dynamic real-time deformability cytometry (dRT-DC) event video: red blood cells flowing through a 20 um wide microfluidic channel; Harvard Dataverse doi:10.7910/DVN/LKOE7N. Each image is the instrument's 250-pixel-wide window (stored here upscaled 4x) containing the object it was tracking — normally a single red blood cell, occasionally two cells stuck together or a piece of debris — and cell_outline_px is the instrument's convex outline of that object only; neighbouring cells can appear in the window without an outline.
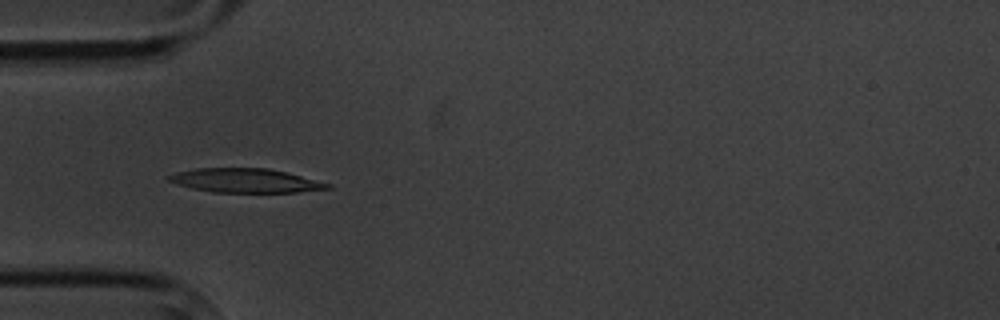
{"species": "common noctule bat (a hibernating species)", "species_latin": "Nyctalus noctula", "temperature_condition": "cold", "stored_images_in_passage": 6, "camera_frame_rate_fps": 3000, "um_per_image_px": 0.085, "animal": {"sex": "male", "body_mass_g": 20.1, "forearm_length_mm": 53.5}, "frame": {"image": 1, "passage_image": 5, "time_ms": 4.667, "image_size_px": [1000, 320], "cell_outline_px": [[332, 188], [300, 192], [212, 192], [192, 188], [176, 184], [168, 180], [168, 176], [176, 172], [196, 168], [268, 168], [332, 184]], "centroid_in_image_um": [20.85, 15.35], "position_along_channel_um": 64.2, "area_um2": 22.08}}
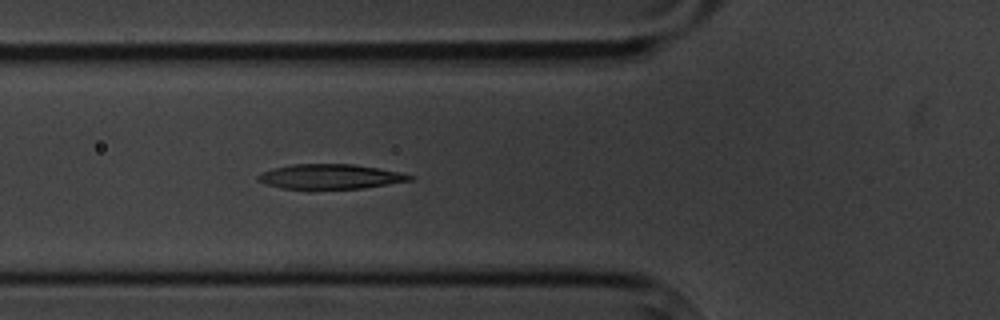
{"frame": {"image": 2, "passage_image": 6, "time_ms": 5.667, "image_size_px": [1000, 320], "cell_outline_px": [[416, 176], [412, 180], [364, 188], [308, 192], [280, 188], [256, 180], [256, 176], [272, 168], [292, 164], [352, 164], [380, 168], [400, 172]], "centroid_in_image_um": [28.04, 15.05], "position_along_channel_um": 97.8, "area_um2": 22.95}}